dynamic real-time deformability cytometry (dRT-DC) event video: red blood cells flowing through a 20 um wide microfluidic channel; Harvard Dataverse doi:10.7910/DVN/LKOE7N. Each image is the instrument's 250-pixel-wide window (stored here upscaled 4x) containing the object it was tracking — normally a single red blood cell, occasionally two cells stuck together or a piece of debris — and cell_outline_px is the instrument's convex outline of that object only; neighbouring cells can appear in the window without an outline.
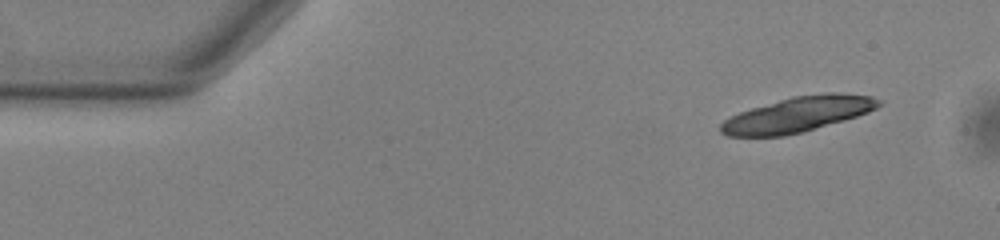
{"species": "common noctule bat (a hibernating species)", "species_latin": "Nyctalus noctula", "temperature_condition": "warm", "stored_images_in_passage": 14, "camera_frame_rate_fps": 3000, "um_per_image_px": 0.085, "animal": {"sex": "male", "body_mass_g": 13.0, "forearm_length_mm": 53.1}, "frame": {"image": 1, "passage_image": 1, "time_ms": 0.0, "image_size_px": [1000, 240], "cell_outline_px": [[884, 104], [868, 112], [844, 120], [804, 132], [784, 136], [728, 136], [720, 132], [720, 124], [724, 120], [740, 112], [752, 108], [792, 96], [824, 92], [836, 92], [872, 96], [880, 100]], "centroid_in_image_um": [67.84, 9.72], "position_along_channel_um": 17.2, "area_um2": 32.43}}